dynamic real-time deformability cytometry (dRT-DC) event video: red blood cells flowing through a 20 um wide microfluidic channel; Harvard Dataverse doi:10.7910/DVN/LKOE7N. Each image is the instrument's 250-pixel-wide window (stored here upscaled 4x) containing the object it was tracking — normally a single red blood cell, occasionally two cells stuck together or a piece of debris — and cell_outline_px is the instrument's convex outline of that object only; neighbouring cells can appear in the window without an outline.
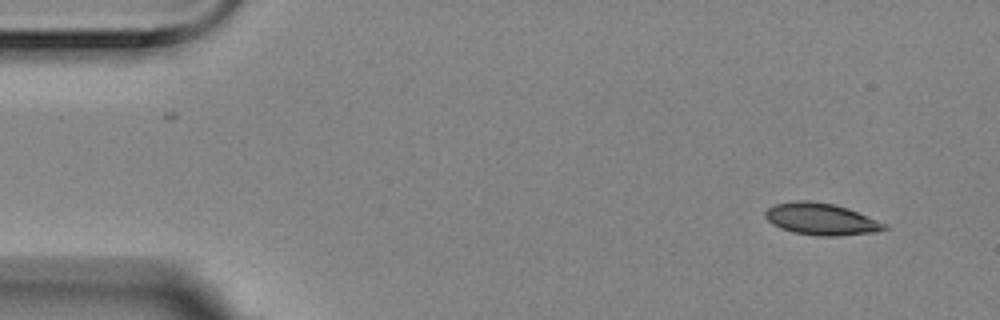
{"species": "Egyptian fruit bat (a non-hibernating species)", "species_latin": "Rousettus aegyptiacus", "temperature_condition": "room temperature", "stored_images_in_passage": 5, "camera_frame_rate_fps": 3000, "um_per_image_px": 0.085, "animal": {"sex": "female"}, "frame": {"image": 1, "passage_image": 1, "time_ms": 0.0, "image_size_px": [1000, 320], "cell_outline_px": [[888, 228], [876, 232], [836, 236], [820, 236], [792, 232], [780, 228], [772, 224], [764, 216], [764, 212], [768, 208], [776, 204], [796, 200], [808, 200], [832, 204], [848, 208], [888, 224]], "centroid_in_image_um": [69.8, 18.62], "position_along_channel_um": 15.2, "area_um2": 22.14}}